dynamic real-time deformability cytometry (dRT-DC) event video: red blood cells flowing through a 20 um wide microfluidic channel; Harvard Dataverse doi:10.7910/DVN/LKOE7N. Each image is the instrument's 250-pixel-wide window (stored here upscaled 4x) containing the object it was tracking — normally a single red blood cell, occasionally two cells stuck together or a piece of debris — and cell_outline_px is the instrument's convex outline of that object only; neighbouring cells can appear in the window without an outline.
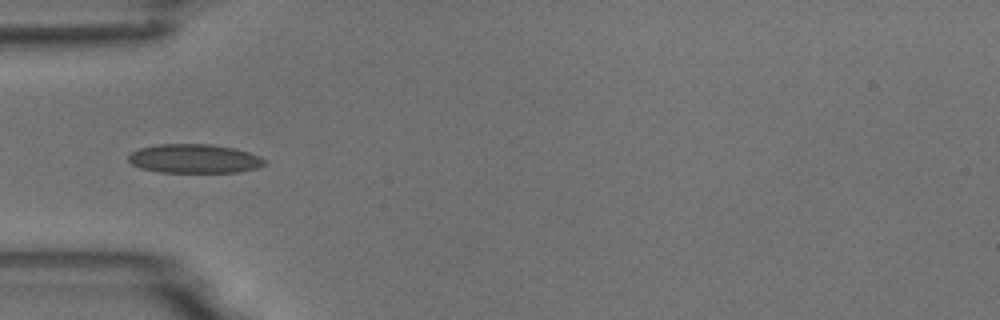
{"species": "common noctule bat (a hibernating species)", "species_latin": "Nyctalus noctula", "temperature_condition": "room temperature", "stored_images_in_passage": 28, "camera_frame_rate_fps": 3000, "um_per_image_px": 0.085, "animal": {"sex": "male", "body_mass_g": 18.8}, "frame": {"image": 1, "passage_image": 1, "time_ms": 0.0, "image_size_px": [1000, 320], "cell_outline_px": [[268, 160], [264, 164], [256, 168], [236, 172], [160, 172], [140, 168], [132, 164], [128, 160], [128, 156], [132, 152], [140, 148], [160, 144], [212, 144], [236, 148], [260, 156]], "centroid_in_image_um": [16.53, 13.48], "position_along_channel_um": 68.5, "area_um2": 23.0}}
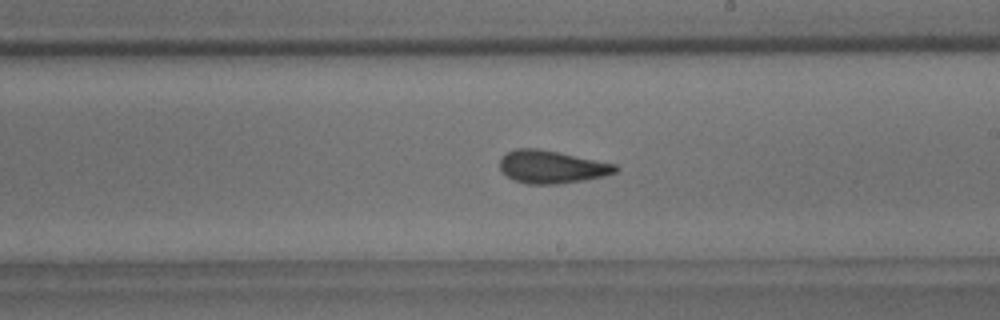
{"frame": {"image": 2, "passage_image": 15, "time_ms": 4.667, "image_size_px": [1000, 320], "cell_outline_px": [[620, 168], [616, 172], [604, 176], [584, 180], [556, 184], [528, 184], [512, 180], [500, 168], [500, 156], [504, 152], [516, 148], [540, 148], [616, 164]], "centroid_in_image_um": [46.87, 14.17], "position_along_channel_um": 242.1, "area_um2": 22.31}}
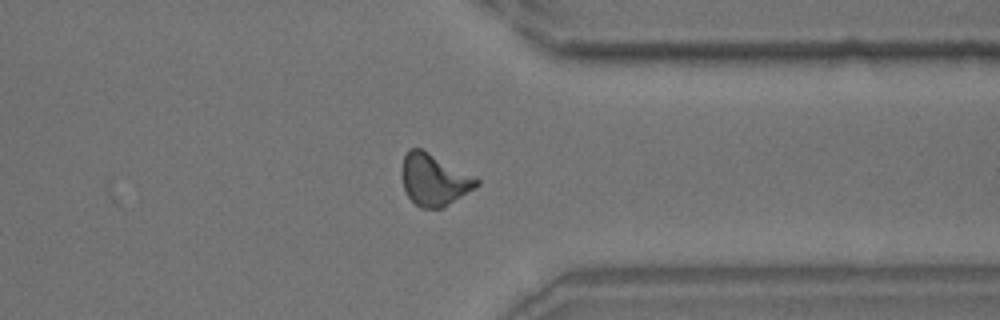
{"frame": {"image": 3, "passage_image": 26, "time_ms": 8.333, "image_size_px": [1000, 320], "cell_outline_px": [[480, 184], [476, 188], [444, 208], [420, 208], [408, 196], [404, 188], [400, 172], [404, 156], [412, 148], [420, 148], [428, 152], [480, 180]], "centroid_in_image_um": [36.89, 15.31], "position_along_channel_um": 374.5, "area_um2": 22.37}, "authors_computed_cell_mechanics": {"area_um2": 21.8773, "velocity_mm_per_s": 3.7059, "shape_relaxation_time_tau1_ms": 10.2584, "shape_relaxation_time_tau2_ms": 2.4161, "deformation_change_tau1": 0.1999, "deformation_change_tau2": 0.0882}}